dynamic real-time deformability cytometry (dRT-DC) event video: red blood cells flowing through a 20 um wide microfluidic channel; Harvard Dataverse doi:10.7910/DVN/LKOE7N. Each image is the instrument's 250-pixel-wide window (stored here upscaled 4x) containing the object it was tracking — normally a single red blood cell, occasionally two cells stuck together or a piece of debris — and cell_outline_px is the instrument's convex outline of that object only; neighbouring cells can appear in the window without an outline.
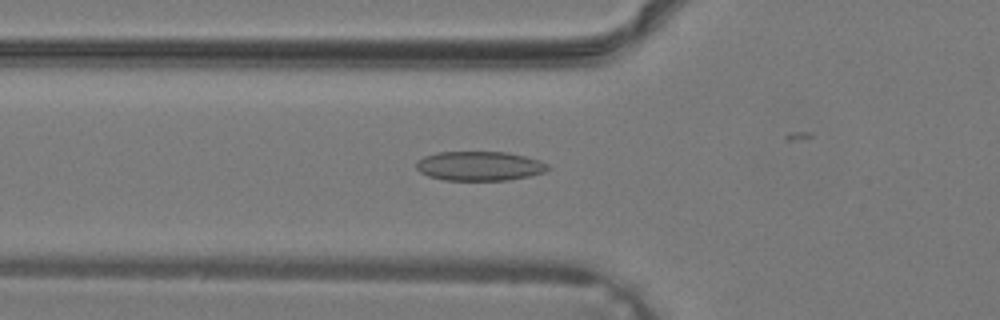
{"species": "common noctule bat (a hibernating species)", "species_latin": "Nyctalus noctula", "temperature_condition": "warm", "stored_images_in_passage": 29, "camera_frame_rate_fps": 3000, "um_per_image_px": 0.085, "animal": {"sex": "male", "body_mass_g": 19.2, "forearm_length_mm": 51.8}, "frame": {"image": 1, "passage_image": 15, "time_ms": 4.667, "image_size_px": [1000, 320], "cell_outline_px": [[552, 168], [544, 172], [528, 176], [508, 180], [444, 180], [428, 176], [420, 172], [416, 168], [416, 164], [424, 156], [436, 152], [508, 152], [540, 160], [548, 164]], "centroid_in_image_um": [40.78, 14.11], "position_along_channel_um": 85.0, "area_um2": 22.54}}
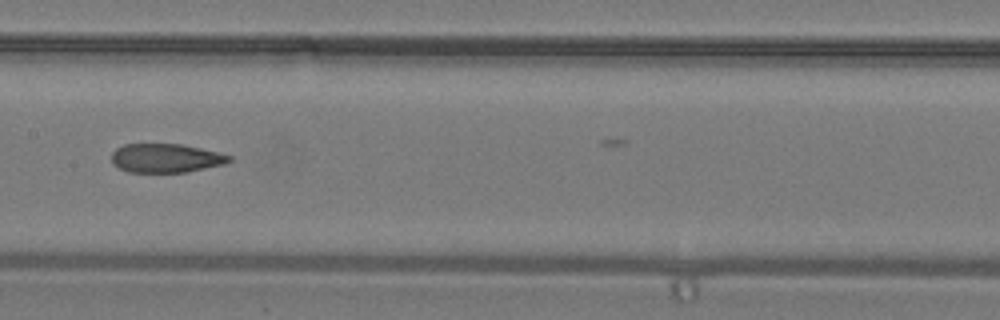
{"frame": {"image": 2, "passage_image": 21, "time_ms": 6.667, "image_size_px": [1000, 320], "cell_outline_px": [[232, 160], [224, 164], [188, 172], [128, 172], [120, 168], [112, 160], [112, 152], [116, 148], [124, 144], [180, 144], [220, 152], [232, 156]], "centroid_in_image_um": [14.13, 13.44], "position_along_channel_um": 193.3, "area_um2": 19.77}}
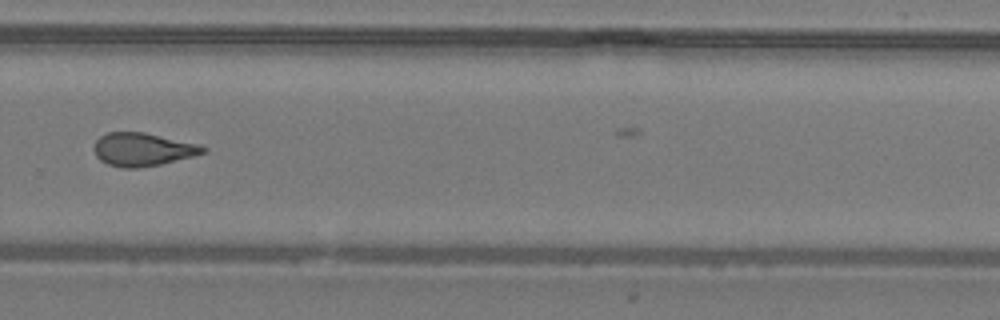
{"frame": {"image": 3, "passage_image": 28, "time_ms": 9.0, "image_size_px": [1000, 320], "cell_outline_px": [[208, 152], [160, 164], [140, 168], [124, 168], [108, 164], [100, 160], [96, 156], [92, 148], [96, 140], [100, 136], [108, 132], [144, 132], [196, 144], [208, 148]], "centroid_in_image_um": [12.09, 12.7], "position_along_channel_um": 317.7, "area_um2": 20.98}}